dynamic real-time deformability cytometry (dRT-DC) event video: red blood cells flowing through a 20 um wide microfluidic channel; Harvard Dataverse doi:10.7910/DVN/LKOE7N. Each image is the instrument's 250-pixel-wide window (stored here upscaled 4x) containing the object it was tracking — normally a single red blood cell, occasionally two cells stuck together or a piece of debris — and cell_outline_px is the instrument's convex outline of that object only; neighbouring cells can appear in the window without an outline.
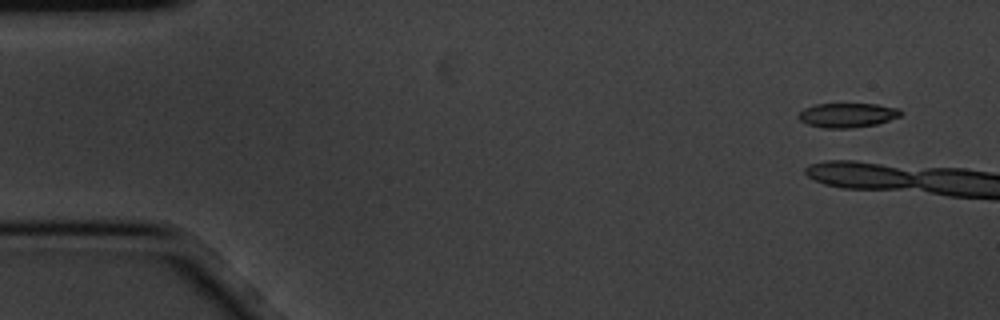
{"species": "common noctule bat (a hibernating species)", "species_latin": "Nyctalus noctula", "temperature_condition": "cold", "stored_images_in_passage": 2, "camera_frame_rate_fps": 3000, "um_per_image_px": 0.085, "animal": {"sex": "male", "body_mass_g": 20.1, "forearm_length_mm": 53.5}, "frame": {"image": 1, "passage_image": 1, "time_ms": 0.0, "image_size_px": [1000, 320], "cell_outline_px": [[904, 112], [900, 116], [876, 124], [848, 128], [824, 128], [808, 124], [800, 120], [796, 116], [804, 108], [816, 104], [876, 104], [900, 108]], "centroid_in_image_um": [72.04, 9.78], "position_along_channel_um": 13.0, "area_um2": 14.51}}